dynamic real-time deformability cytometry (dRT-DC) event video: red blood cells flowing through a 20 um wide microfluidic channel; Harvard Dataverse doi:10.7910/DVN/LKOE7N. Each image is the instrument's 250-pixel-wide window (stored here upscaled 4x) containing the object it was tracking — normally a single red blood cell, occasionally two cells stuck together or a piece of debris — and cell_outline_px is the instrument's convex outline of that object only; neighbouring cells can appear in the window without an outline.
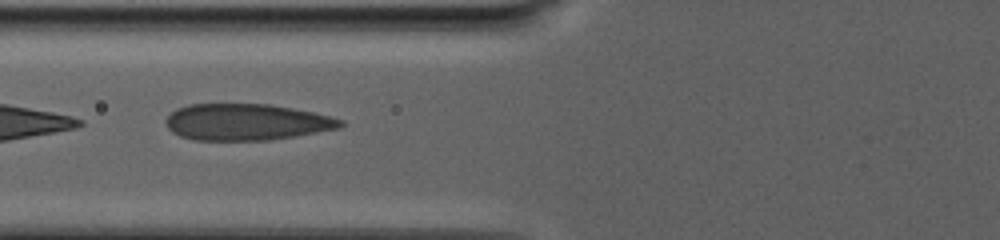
{"species": "human", "species_latin": "Homo sapiens", "temperature_condition": "warm", "stored_images_in_passage": 53, "segment_of_instrument_passage": [2, 2], "camera_frame_rate_fps": 3000, "um_per_image_px": 0.085, "donor": {"sex": "male"}, "frame": {"image": 1, "passage_image": 31, "time_ms": 12.333, "image_size_px": [1000, 240], "cell_outline_px": [[348, 124], [340, 128], [296, 136], [268, 140], [196, 140], [180, 136], [172, 132], [168, 128], [164, 120], [176, 108], [188, 104], [268, 104], [292, 108], [312, 112], [344, 120]], "centroid_in_image_um": [20.95, 10.37], "position_along_channel_um": 104.8, "area_um2": 37.22}}
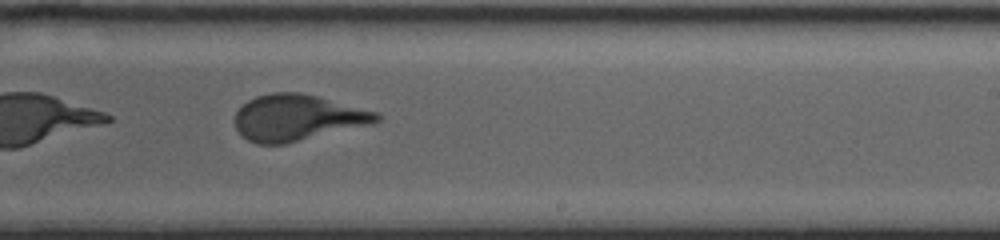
{"frame": {"image": 2, "passage_image": 40, "time_ms": 19.0, "image_size_px": [1000, 240], "cell_outline_px": [[380, 120], [372, 124], [284, 144], [256, 144], [248, 140], [236, 128], [236, 112], [248, 100], [256, 96], [272, 92], [300, 92], [380, 112]], "centroid_in_image_um": [25.3, 10.0], "position_along_channel_um": 263.7, "area_um2": 37.92}}
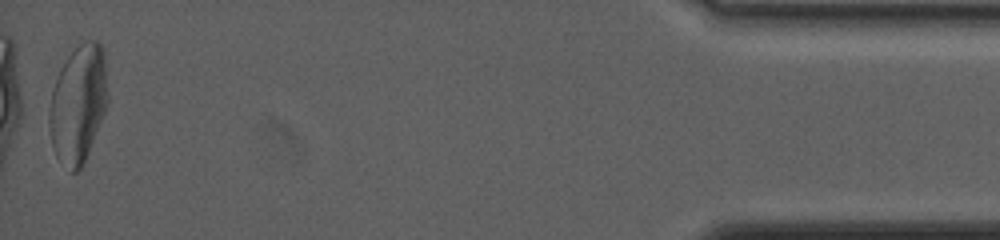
{"frame": {"image": 3, "passage_image": 53, "time_ms": 29.0, "image_size_px": [1000, 240], "cell_outline_px": [[108, 104], [88, 152], [80, 168], [76, 172], [72, 172], [56, 156], [52, 144], [48, 124], [48, 112], [52, 88], [56, 76], [60, 68], [68, 56], [84, 40], [96, 40], [104, 48], [108, 92]], "centroid_in_image_um": [6.65, 8.78], "position_along_channel_um": 428.6, "area_um2": 40.29}}